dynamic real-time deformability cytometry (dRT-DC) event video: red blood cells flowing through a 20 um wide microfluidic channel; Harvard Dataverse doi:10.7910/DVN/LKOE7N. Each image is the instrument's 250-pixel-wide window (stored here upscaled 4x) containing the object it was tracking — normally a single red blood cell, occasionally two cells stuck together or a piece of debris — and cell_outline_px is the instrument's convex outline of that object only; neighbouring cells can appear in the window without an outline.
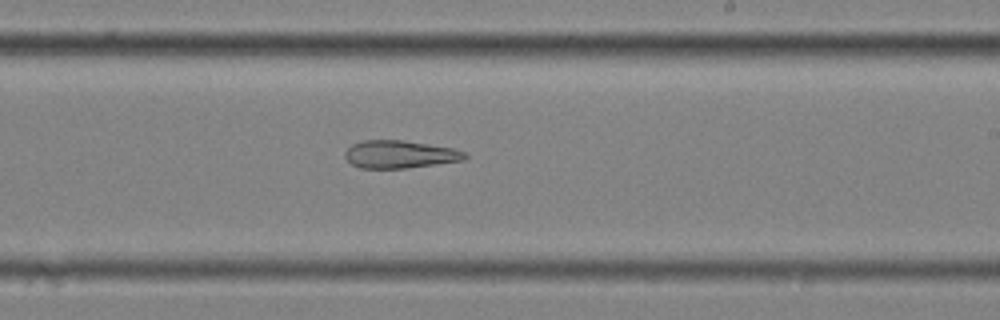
{"species": "common noctule bat (a hibernating species)", "species_latin": "Nyctalus noctula", "temperature_condition": "cold", "stored_images_in_passage": 58, "camera_frame_rate_fps": 3000, "um_per_image_px": 0.085, "animal": {"sex": "female", "body_mass_g": 25.1}, "frame": {"image": 1, "passage_image": 34, "time_ms": 11.0, "image_size_px": [1000, 320], "cell_outline_px": [[468, 156], [464, 160], [404, 168], [360, 168], [352, 164], [344, 156], [344, 152], [352, 144], [364, 140], [404, 140], [452, 148], [464, 152]], "centroid_in_image_um": [33.95, 13.11], "position_along_channel_um": 255.0, "area_um2": 19.19}}